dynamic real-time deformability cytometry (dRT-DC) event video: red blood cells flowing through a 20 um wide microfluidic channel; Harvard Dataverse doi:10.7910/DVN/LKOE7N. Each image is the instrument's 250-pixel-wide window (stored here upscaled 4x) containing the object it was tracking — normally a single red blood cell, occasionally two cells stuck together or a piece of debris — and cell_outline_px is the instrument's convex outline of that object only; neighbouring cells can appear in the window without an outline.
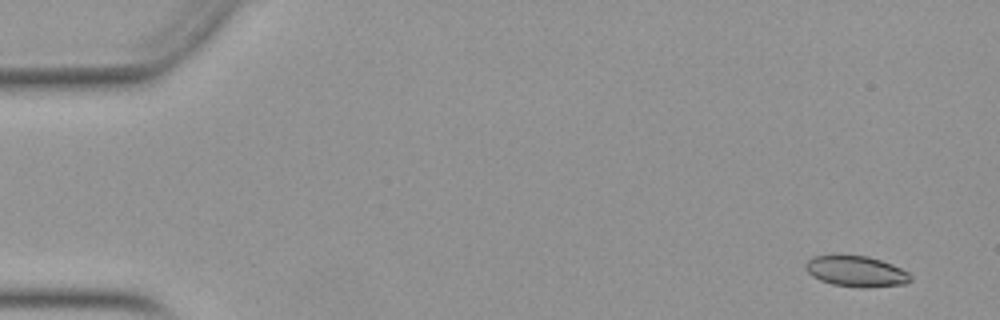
{"species": "Egyptian fruit bat (a non-hibernating species)", "species_latin": "Rousettus aegyptiacus", "temperature_condition": "warm", "stored_images_in_passage": 53, "camera_frame_rate_fps": 3000, "um_per_image_px": 0.085, "animal": {"sex": "female"}, "frame": {"image": 1, "passage_image": 3, "time_ms": 0.667, "image_size_px": [1000, 320], "cell_outline_px": [[912, 280], [904, 284], [864, 288], [860, 288], [832, 284], [820, 280], [812, 276], [804, 268], [804, 264], [812, 256], [836, 252], [868, 256], [892, 264], [908, 272], [912, 276]], "centroid_in_image_um": [72.71, 23.02], "position_along_channel_um": 12.3, "area_um2": 19.59}}
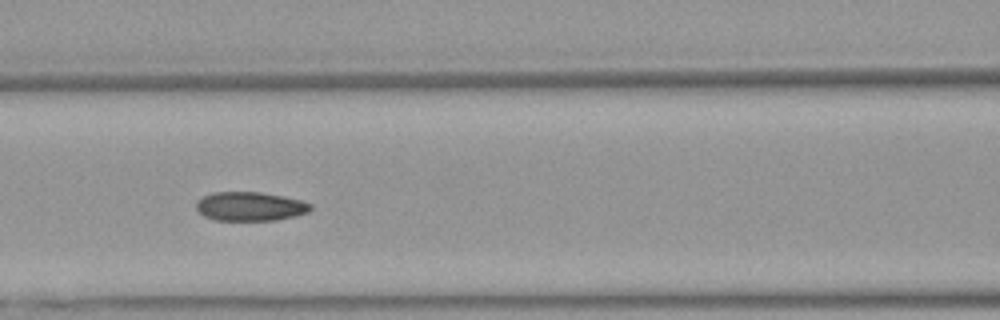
{"frame": {"image": 2, "passage_image": 23, "time_ms": 7.333, "image_size_px": [1000, 320], "cell_outline_px": [[312, 208], [308, 212], [296, 216], [276, 220], [216, 220], [204, 216], [196, 208], [196, 200], [212, 192], [260, 192], [284, 196], [300, 200], [312, 204]], "centroid_in_image_um": [21.26, 17.54], "position_along_channel_um": 145.3, "area_um2": 19.36}}
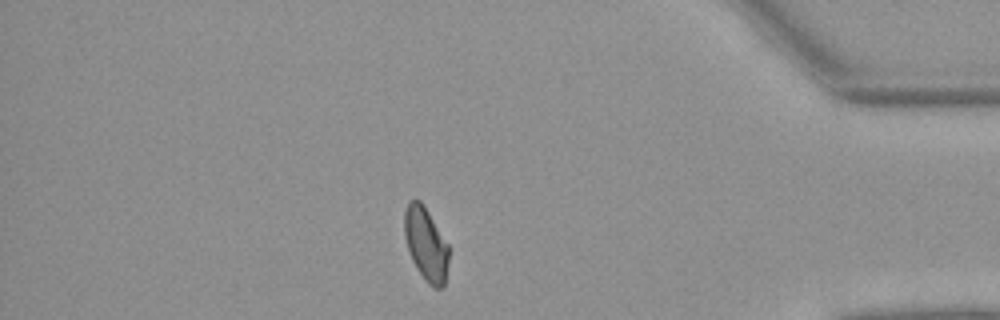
{"frame": {"image": 3, "passage_image": 45, "time_ms": 14.667, "image_size_px": [1000, 320], "cell_outline_px": [[448, 264], [444, 288], [432, 288], [424, 280], [416, 268], [412, 260], [404, 236], [404, 212], [408, 200], [420, 200], [424, 204], [448, 244]], "centroid_in_image_um": [36.2, 20.75], "position_along_channel_um": 399.0, "area_um2": 19.19}, "authors_computed_cell_mechanics": {"area_um2": 19.5364, "velocity_mm_per_s": 3.9492, "shape_relaxation_time_tau1_ms": 6.8867, "shape_relaxation_time_tau2_ms": 2.4369, "deformation_change_tau1": 0.1446, "deformation_change_tau2": 0.0707}}